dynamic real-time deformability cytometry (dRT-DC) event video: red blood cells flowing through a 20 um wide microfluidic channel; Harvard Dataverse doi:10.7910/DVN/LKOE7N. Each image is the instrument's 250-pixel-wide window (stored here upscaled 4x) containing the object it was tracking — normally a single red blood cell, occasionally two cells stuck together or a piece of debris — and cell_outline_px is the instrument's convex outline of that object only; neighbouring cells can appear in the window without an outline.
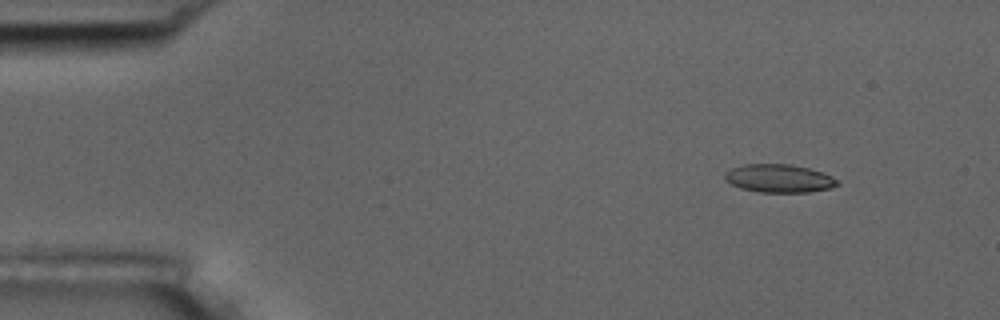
{"species": "common noctule bat (a hibernating species)", "species_latin": "Nyctalus noctula", "temperature_condition": "room temperature", "stored_images_in_passage": 4, "camera_frame_rate_fps": 3000, "um_per_image_px": 0.085, "animal": {"sex": "male", "body_mass_g": 17.5, "forearm_length_mm": 52.3}, "frame": {"image": 1, "passage_image": 1, "time_ms": 0.0, "image_size_px": [1000, 320], "cell_outline_px": [[840, 184], [832, 188], [808, 192], [760, 192], [740, 188], [724, 180], [724, 172], [732, 168], [744, 164], [788, 164], [808, 168], [832, 176], [840, 180]], "centroid_in_image_um": [66.22, 15.17], "position_along_channel_um": 18.8, "area_um2": 18.55}}
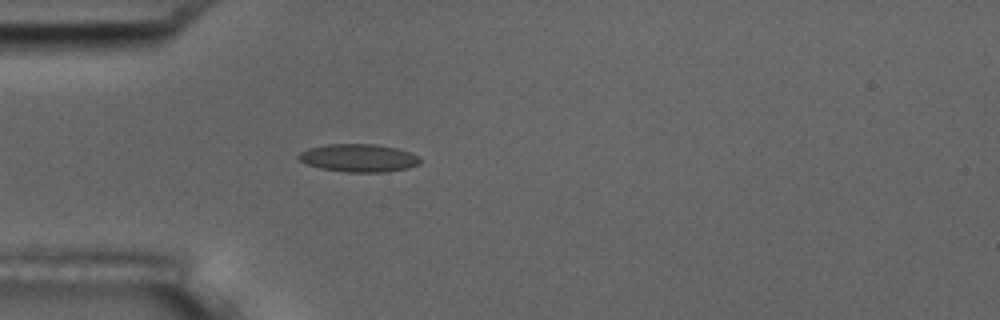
{"frame": {"image": 2, "passage_image": 4, "time_ms": 3.333, "image_size_px": [1000, 320], "cell_outline_px": [[420, 164], [408, 168], [384, 172], [344, 172], [320, 168], [308, 164], [300, 160], [296, 156], [300, 152], [308, 148], [328, 144], [376, 144], [396, 148], [408, 152], [416, 156], [420, 160]], "centroid_in_image_um": [30.46, 13.43], "position_along_channel_um": 54.5, "area_um2": 19.65}}